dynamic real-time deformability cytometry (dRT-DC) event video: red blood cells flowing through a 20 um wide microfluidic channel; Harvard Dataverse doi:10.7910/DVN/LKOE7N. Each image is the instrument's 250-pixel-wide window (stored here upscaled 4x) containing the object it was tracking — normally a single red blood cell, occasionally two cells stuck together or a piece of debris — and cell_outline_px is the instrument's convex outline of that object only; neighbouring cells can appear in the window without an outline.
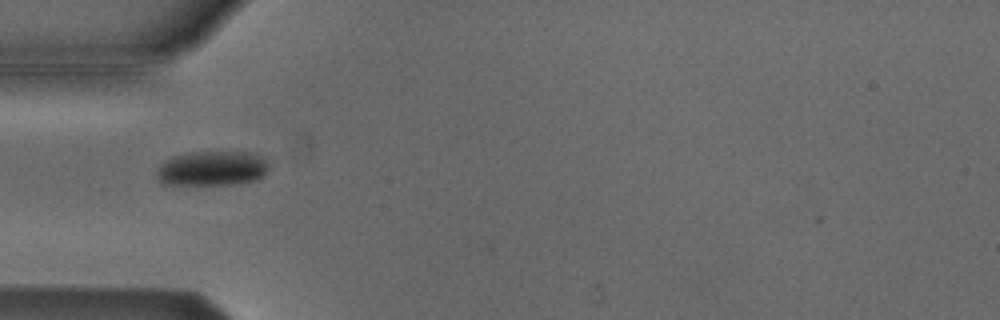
{"species": "Egyptian fruit bat (a non-hibernating species)", "species_latin": "Rousettus aegyptiacus", "temperature_condition": "cold", "stored_images_in_passage": 36, "camera_frame_rate_fps": 3000, "um_per_image_px": 0.085, "animal": {"sex": "male"}, "frame": {"image": 1, "passage_image": 4, "time_ms": 1.0, "image_size_px": [1000, 320], "cell_outline_px": [[268, 168], [256, 180], [236, 184], [164, 184], [156, 176], [156, 172], [160, 164], [172, 156], [188, 152], [248, 152], [260, 156], [268, 164]], "centroid_in_image_um": [17.99, 14.31], "position_along_channel_um": 67.0, "area_um2": 22.48}}
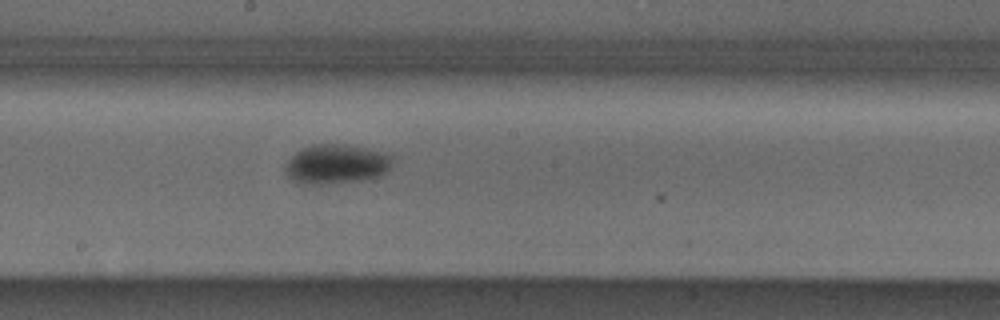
{"frame": {"image": 2, "passage_image": 16, "time_ms": 5.0, "image_size_px": [1000, 320], "cell_outline_px": [[396, 164], [388, 172], [380, 176], [360, 180], [328, 184], [296, 184], [288, 176], [284, 168], [284, 164], [300, 148], [312, 144], [344, 144], [368, 148], [388, 152], [396, 156]], "centroid_in_image_um": [28.66, 13.94], "position_along_channel_um": 219.5, "area_um2": 25.61}}
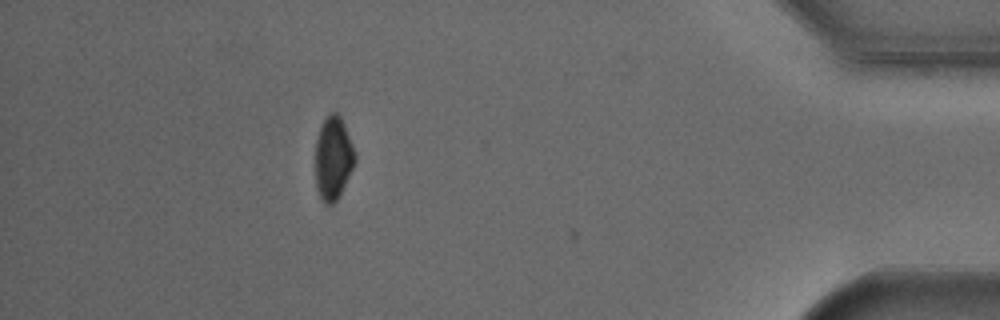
{"frame": {"image": 3, "passage_image": 35, "time_ms": 11.333, "image_size_px": [1000, 320], "cell_outline_px": [[356, 160], [340, 196], [332, 204], [324, 204], [316, 188], [316, 140], [320, 128], [324, 120], [332, 112], [336, 112], [340, 116], [344, 124], [356, 152]], "centroid_in_image_um": [28.33, 13.47], "position_along_channel_um": 406.9, "area_um2": 19.13}, "authors_computed_cell_mechanics": {"area_um2": 23.0044, "velocity_mm_per_s": 3.8194, "shape_relaxation_time_tau1_ms": 1.2682, "shape_relaxation_time_tau2_ms": null, "deformation_change_tau1": 0.0578, "deformation_change_tau2": null}}